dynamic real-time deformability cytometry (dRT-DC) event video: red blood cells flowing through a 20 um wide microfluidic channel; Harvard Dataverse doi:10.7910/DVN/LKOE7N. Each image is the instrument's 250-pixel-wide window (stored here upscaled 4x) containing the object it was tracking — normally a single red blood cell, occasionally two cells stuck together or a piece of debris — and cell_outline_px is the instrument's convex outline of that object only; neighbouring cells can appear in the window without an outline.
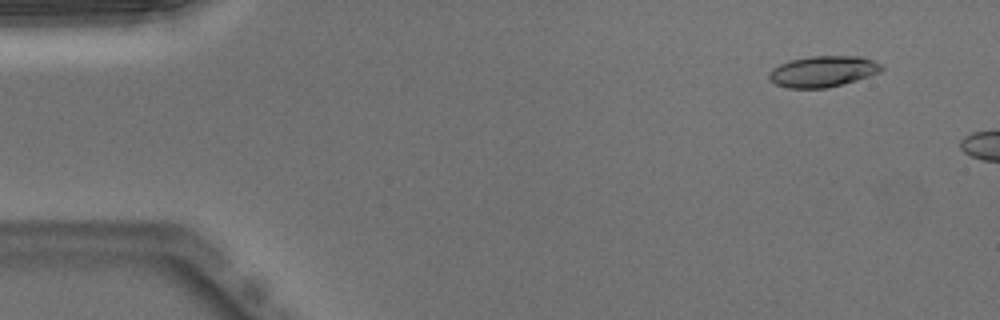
{"species": "Egyptian fruit bat (a non-hibernating species)", "species_latin": "Rousettus aegyptiacus", "temperature_condition": "warm", "stored_images_in_passage": 8, "camera_frame_rate_fps": 3000, "um_per_image_px": 0.085, "animal": {"sex": "male"}, "frame": {"image": 1, "passage_image": 4, "time_ms": 1.0, "image_size_px": [1000, 320], "cell_outline_px": [[884, 68], [880, 72], [856, 80], [824, 88], [788, 88], [776, 84], [768, 76], [768, 72], [772, 68], [780, 64], [792, 60], [812, 56], [860, 56], [872, 60], [880, 64]], "centroid_in_image_um": [69.94, 6.06], "position_along_channel_um": 15.1, "area_um2": 20.06}}